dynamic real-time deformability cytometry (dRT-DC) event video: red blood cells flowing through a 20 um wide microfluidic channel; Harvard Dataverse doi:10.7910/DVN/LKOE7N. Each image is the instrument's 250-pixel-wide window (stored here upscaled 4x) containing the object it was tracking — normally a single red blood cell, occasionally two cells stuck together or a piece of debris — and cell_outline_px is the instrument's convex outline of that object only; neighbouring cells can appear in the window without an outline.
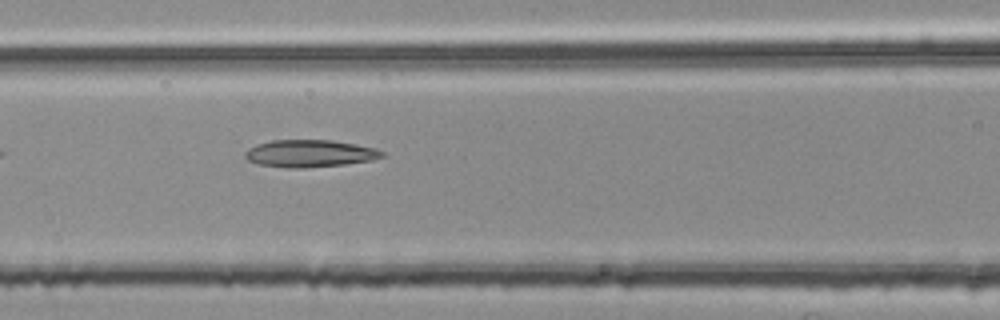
{"species": "common noctule bat (a hibernating species)", "species_latin": "Nyctalus noctula", "temperature_condition": "room temperature", "stored_images_in_passage": 5, "camera_frame_rate_fps": 3000, "um_per_image_px": 0.085, "animal": {"sex": "female", "body_mass_g": 25.1}, "frame": {"image": 1, "passage_image": 5, "time_ms": 1.333, "image_size_px": [1000, 320], "cell_outline_px": [[384, 156], [372, 160], [344, 164], [304, 168], [288, 168], [260, 164], [248, 160], [244, 156], [244, 152], [248, 148], [256, 144], [272, 140], [332, 140], [356, 144], [376, 148], [384, 152]], "centroid_in_image_um": [26.32, 13.04], "position_along_channel_um": 140.3, "area_um2": 21.79}}